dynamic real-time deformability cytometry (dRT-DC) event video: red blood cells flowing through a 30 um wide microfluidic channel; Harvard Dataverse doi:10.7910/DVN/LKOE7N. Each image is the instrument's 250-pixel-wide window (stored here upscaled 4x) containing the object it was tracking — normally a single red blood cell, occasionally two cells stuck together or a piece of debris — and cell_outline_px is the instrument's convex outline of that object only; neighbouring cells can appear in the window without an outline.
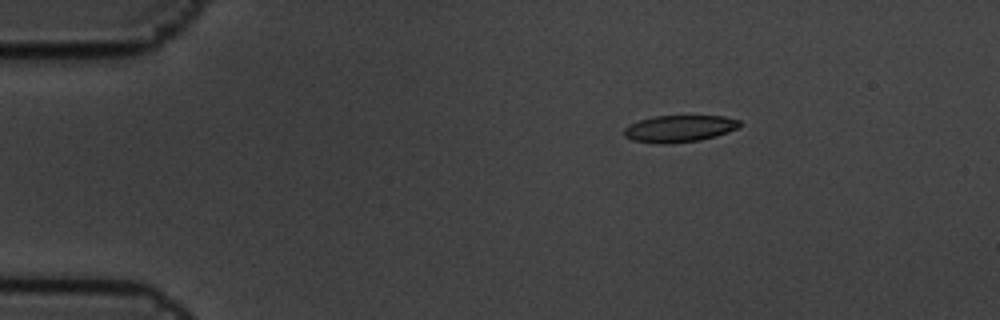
{"species": "common noctule bat (a hibernating species)", "species_latin": "Nyctalus noctula", "temperature_condition": "cold", "stored_images_in_passage": 4, "camera_frame_rate_fps": 3000, "um_per_image_px": 0.085, "animal": {"sex": "male", "body_mass_g": 19.5, "forearm_length_mm": 54.6}, "frame": {"image": 1, "passage_image": 1, "time_ms": 0.0, "image_size_px": [1000, 320], "cell_outline_px": [[740, 124], [736, 128], [728, 132], [716, 136], [700, 140], [668, 144], [660, 144], [632, 140], [624, 136], [624, 128], [628, 124], [652, 116], [724, 116], [740, 120]], "centroid_in_image_um": [57.71, 10.93], "position_along_channel_um": 27.3, "area_um2": 18.15}}
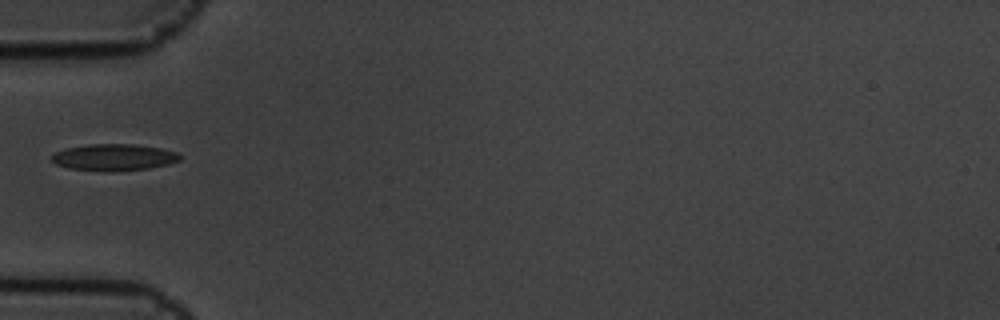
{"frame": {"image": 2, "passage_image": 4, "time_ms": 1.0, "image_size_px": [1000, 320], "cell_outline_px": [[184, 156], [180, 160], [168, 164], [148, 168], [112, 172], [108, 172], [68, 168], [56, 164], [52, 160], [52, 156], [56, 152], [64, 148], [88, 144], [132, 144], [160, 148], [180, 152]], "centroid_in_image_um": [9.72, 13.37], "position_along_channel_um": 75.3, "area_um2": 20.11}}